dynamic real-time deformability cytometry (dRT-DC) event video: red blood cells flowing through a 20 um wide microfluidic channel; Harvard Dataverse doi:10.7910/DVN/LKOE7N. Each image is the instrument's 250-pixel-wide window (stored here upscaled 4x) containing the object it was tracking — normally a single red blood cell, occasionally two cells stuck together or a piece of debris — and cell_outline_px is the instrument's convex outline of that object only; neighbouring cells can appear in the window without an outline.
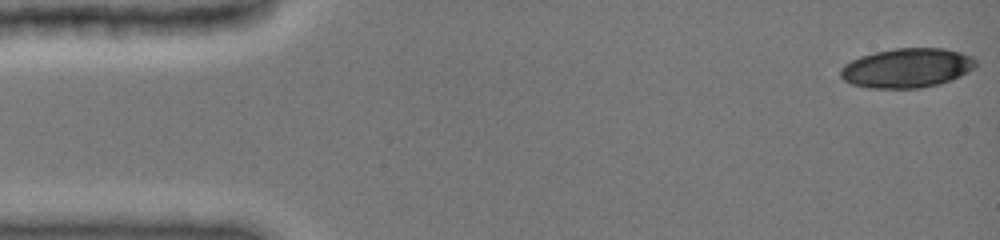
{"species": "common noctule bat (a hibernating species)", "species_latin": "Nyctalus noctula", "temperature_condition": "cold", "stored_images_in_passage": 46, "camera_frame_rate_fps": 3000, "um_per_image_px": 0.085, "animal": {"sex": "female", "body_mass_g": 19.0, "forearm_length_mm": 51.5}, "frame": {"image": 1, "passage_image": 1, "time_ms": 0.0, "image_size_px": [1000, 240], "cell_outline_px": [[976, 68], [952, 80], [940, 84], [920, 88], [868, 88], [852, 84], [844, 80], [840, 76], [840, 72], [852, 60], [860, 56], [876, 52], [896, 48], [944, 48], [960, 52], [972, 56], [976, 60]], "centroid_in_image_um": [77.15, 5.78], "position_along_channel_um": 7.9, "area_um2": 31.04}}
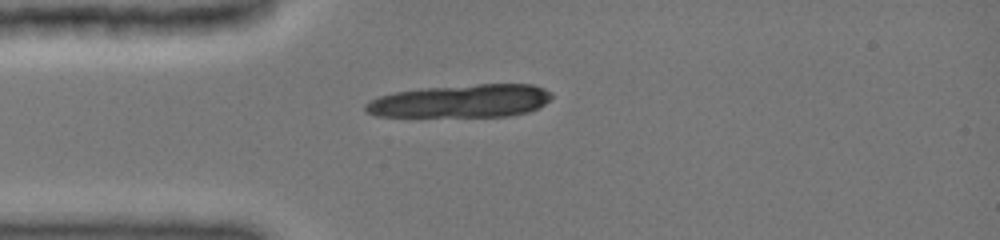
{"frame": {"image": 2, "passage_image": 10, "time_ms": 3.667, "image_size_px": [1000, 240], "cell_outline_px": [[552, 96], [544, 104], [528, 112], [508, 116], [376, 116], [368, 112], [364, 108], [364, 104], [380, 96], [396, 92], [428, 88], [480, 84], [532, 84], [544, 88]], "centroid_in_image_um": [39.2, 8.59], "position_along_channel_um": 45.8, "area_um2": 35.26}}